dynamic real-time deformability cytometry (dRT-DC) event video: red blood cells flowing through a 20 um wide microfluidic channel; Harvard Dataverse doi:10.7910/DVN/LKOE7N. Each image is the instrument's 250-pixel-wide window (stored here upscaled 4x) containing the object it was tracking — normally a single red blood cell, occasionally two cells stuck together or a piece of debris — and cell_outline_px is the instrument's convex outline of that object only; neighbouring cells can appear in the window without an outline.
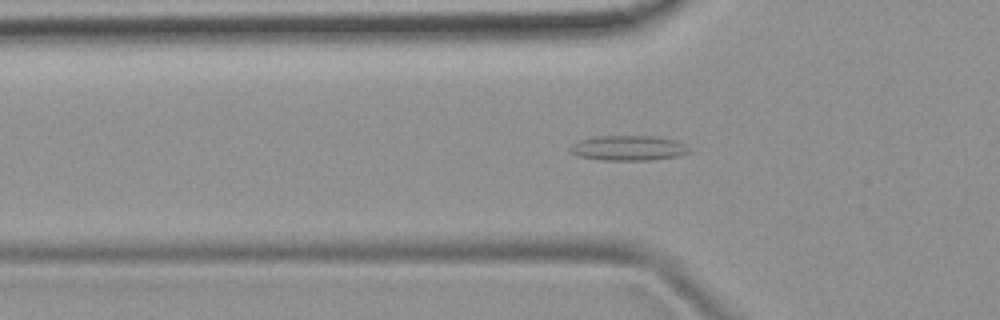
{"species": "common noctule bat (a hibernating species)", "species_latin": "Nyctalus noctula", "temperature_condition": "room temperature", "stored_images_in_passage": 37, "camera_frame_rate_fps": 3000, "um_per_image_px": 0.085, "animal": {"sex": "female", "body_mass_g": 19.9}, "frame": {"image": 1, "passage_image": 9, "time_ms": 2.667, "image_size_px": [1000, 320], "cell_outline_px": [[692, 152], [676, 156], [652, 160], [600, 160], [576, 156], [568, 152], [568, 148], [572, 144], [580, 140], [596, 136], [656, 136], [676, 140], [684, 144]], "centroid_in_image_um": [53.37, 12.59], "position_along_channel_um": 72.4, "area_um2": 17.57}}
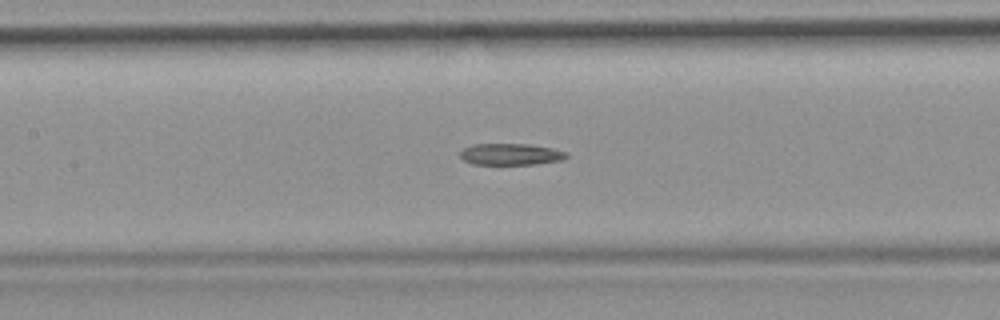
{"frame": {"image": 2, "passage_image": 16, "time_ms": 5.0, "image_size_px": [1000, 320], "cell_outline_px": [[568, 156], [564, 160], [536, 164], [472, 164], [464, 160], [460, 156], [460, 152], [464, 148], [472, 144], [528, 144], [552, 148], [568, 152]], "centroid_in_image_um": [43.44, 13.11], "position_along_channel_um": 164.0, "area_um2": 13.41}}
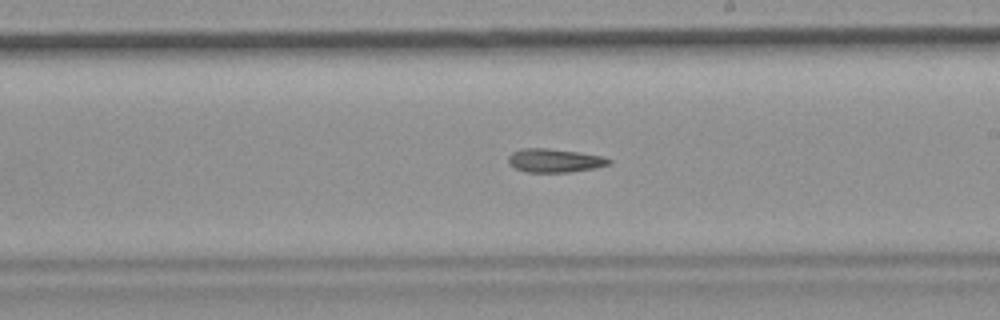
{"frame": {"image": 3, "passage_image": 22, "time_ms": 7.0, "image_size_px": [1000, 320], "cell_outline_px": [[612, 164], [592, 168], [568, 172], [524, 172], [508, 164], [508, 156], [512, 152], [524, 148], [548, 148], [580, 152], [604, 156], [612, 160]], "centroid_in_image_um": [47.14, 13.64], "position_along_channel_um": 241.9, "area_um2": 13.93}}